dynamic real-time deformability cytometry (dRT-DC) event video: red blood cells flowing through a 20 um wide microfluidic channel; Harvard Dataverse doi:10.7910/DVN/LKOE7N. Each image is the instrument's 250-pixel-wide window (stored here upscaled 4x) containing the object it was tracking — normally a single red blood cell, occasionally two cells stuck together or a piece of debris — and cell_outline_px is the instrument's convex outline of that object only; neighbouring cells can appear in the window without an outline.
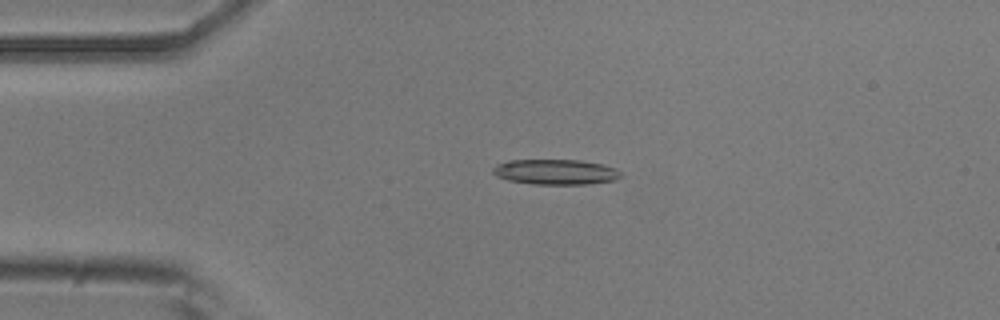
{"species": "common noctule bat (a hibernating species)", "species_latin": "Nyctalus noctula", "temperature_condition": "room temperature", "stored_images_in_passage": 38, "camera_frame_rate_fps": 3000, "um_per_image_px": 0.085, "animal": {"sex": "male", "body_mass_g": 20.5, "forearm_length_mm": 52.5}, "frame": {"image": 1, "passage_image": 12, "time_ms": 3.667, "image_size_px": [1000, 320], "cell_outline_px": [[624, 176], [616, 180], [588, 184], [532, 184], [508, 180], [496, 176], [492, 172], [492, 168], [496, 164], [508, 160], [580, 160], [604, 164], [616, 168]], "centroid_in_image_um": [47.25, 14.61], "position_along_channel_um": 37.8, "area_um2": 19.07}}
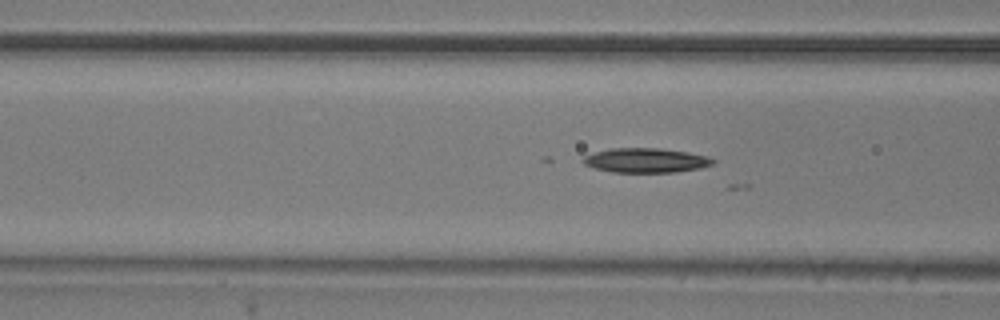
{"frame": {"image": 2, "passage_image": 20, "time_ms": 6.333, "image_size_px": [1000, 320], "cell_outline_px": [[716, 160], [712, 164], [700, 168], [676, 172], [612, 172], [592, 168], [584, 164], [580, 160], [584, 156], [596, 152], [612, 148], [660, 148], [688, 152], [708, 156]], "centroid_in_image_um": [54.88, 13.63], "position_along_channel_um": 111.7, "area_um2": 18.61}}
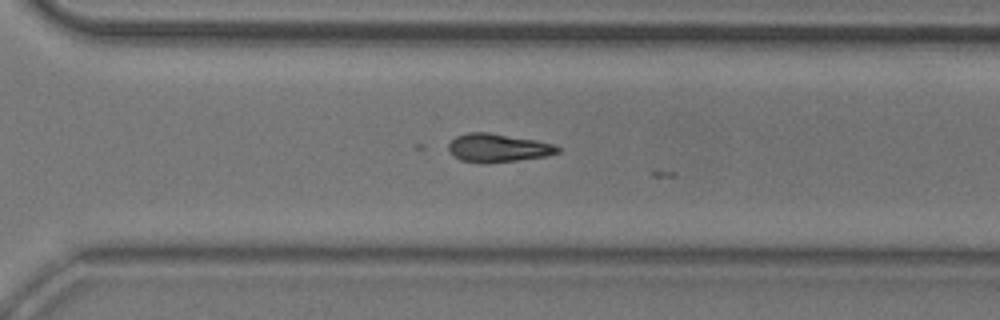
{"frame": {"image": 3, "passage_image": 37, "time_ms": 12.0, "image_size_px": [1000, 320], "cell_outline_px": [[560, 152], [544, 156], [516, 160], [460, 160], [452, 156], [448, 148], [448, 144], [456, 136], [468, 132], [488, 132], [536, 140], [556, 144], [560, 148]], "centroid_in_image_um": [42.34, 12.52], "position_along_channel_um": 328.3, "area_um2": 17.34}}